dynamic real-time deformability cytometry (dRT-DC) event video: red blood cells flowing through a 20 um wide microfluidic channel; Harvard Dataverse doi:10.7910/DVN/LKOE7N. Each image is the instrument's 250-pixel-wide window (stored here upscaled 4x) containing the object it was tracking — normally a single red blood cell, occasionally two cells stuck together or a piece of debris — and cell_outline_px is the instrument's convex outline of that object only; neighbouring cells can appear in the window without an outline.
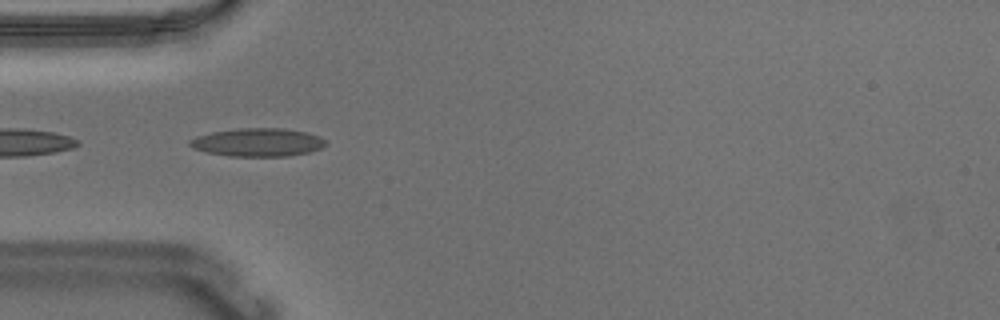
{"species": "Egyptian fruit bat (a non-hibernating species)", "species_latin": "Rousettus aegyptiacus", "temperature_condition": "warm", "stored_images_in_passage": 4, "camera_frame_rate_fps": 3000, "um_per_image_px": 0.085, "animal": {"sex": "male"}, "frame": {"image": 1, "passage_image": 2, "time_ms": 0.333, "image_size_px": [1000, 320], "cell_outline_px": [[328, 144], [320, 148], [308, 152], [288, 156], [228, 156], [208, 152], [192, 148], [188, 144], [188, 140], [196, 136], [212, 132], [240, 128], [284, 128], [304, 132], [320, 136]], "centroid_in_image_um": [21.89, 12.09], "position_along_channel_um": 63.1, "area_um2": 22.31}}